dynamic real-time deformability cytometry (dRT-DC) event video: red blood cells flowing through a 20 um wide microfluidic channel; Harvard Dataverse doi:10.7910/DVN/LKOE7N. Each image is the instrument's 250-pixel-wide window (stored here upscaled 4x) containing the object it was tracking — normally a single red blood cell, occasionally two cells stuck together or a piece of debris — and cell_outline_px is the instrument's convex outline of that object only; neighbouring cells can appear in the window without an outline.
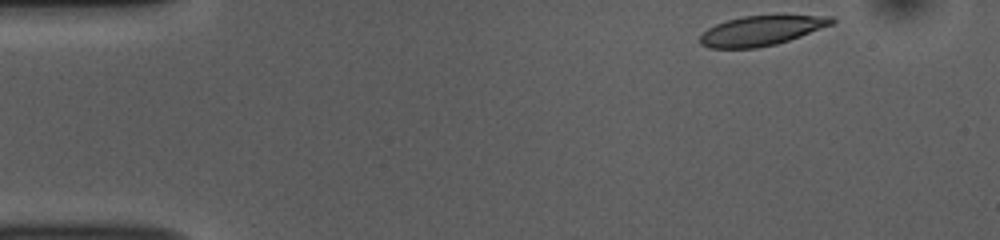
{"species": "common noctule bat (a hibernating species)", "species_latin": "Nyctalus noctula", "temperature_condition": "room temperature", "stored_images_in_passage": 48, "camera_frame_rate_fps": 3000, "um_per_image_px": 0.085, "animal": {"sex": "female", "body_mass_g": 10.0, "forearm_length_mm": 53.1}, "frame": {"image": 1, "passage_image": 1, "time_ms": 0.0, "image_size_px": [1000, 240], "cell_outline_px": [[836, 20], [832, 24], [800, 36], [776, 44], [756, 48], [708, 48], [700, 44], [700, 36], [708, 28], [716, 24], [728, 20], [744, 16], [776, 12], [832, 16]], "centroid_in_image_um": [64.78, 2.54], "position_along_channel_um": 20.2, "area_um2": 23.7}}
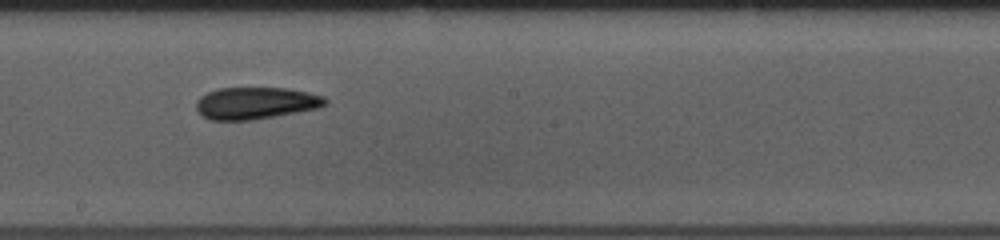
{"frame": {"image": 2, "passage_image": 24, "time_ms": 7.667, "image_size_px": [1000, 240], "cell_outline_px": [[328, 100], [320, 108], [276, 116], [252, 120], [212, 120], [200, 116], [196, 108], [196, 100], [200, 96], [208, 92], [220, 88], [288, 88], [308, 92], [324, 96]], "centroid_in_image_um": [21.72, 8.77], "position_along_channel_um": 226.5, "area_um2": 24.22}}
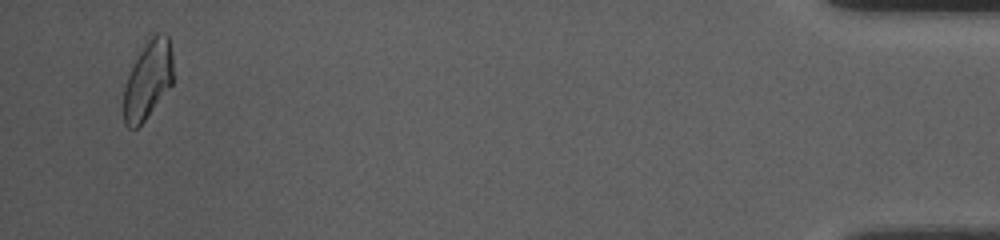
{"frame": {"image": 3, "passage_image": 46, "time_ms": 15.0, "image_size_px": [1000, 240], "cell_outline_px": [[172, 84], [144, 120], [136, 128], [128, 128], [124, 124], [124, 88], [128, 76], [148, 36], [156, 32], [160, 32], [168, 36], [172, 52]], "centroid_in_image_um": [12.58, 6.75], "position_along_channel_um": 422.6, "area_um2": 22.25}, "authors_computed_cell_mechanics": {"area_um2": 23.409, "velocity_mm_per_s": 3.7721, "shape_relaxation_time_tau1_ms": 6.1435, "shape_relaxation_time_tau2_ms": 3.9553, "deformation_change_tau1": 0.1485, "deformation_change_tau2": 0.1033}}